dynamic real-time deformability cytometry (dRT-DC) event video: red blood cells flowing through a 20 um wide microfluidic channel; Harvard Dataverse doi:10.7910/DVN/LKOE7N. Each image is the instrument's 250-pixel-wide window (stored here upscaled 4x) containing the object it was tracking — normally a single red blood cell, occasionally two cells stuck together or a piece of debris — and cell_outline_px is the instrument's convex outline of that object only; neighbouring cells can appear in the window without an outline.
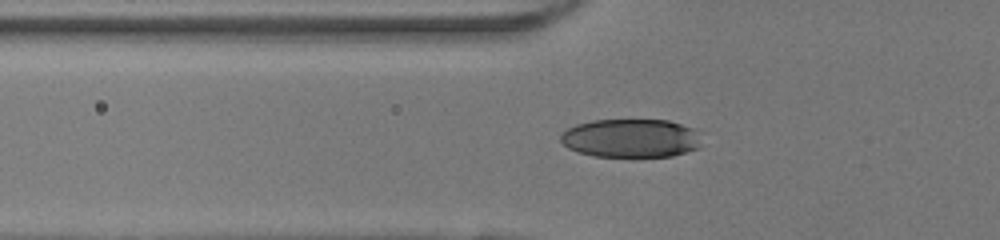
{"species": "human", "species_latin": "Homo sapiens", "temperature_condition": "room temperature", "stored_images_in_passage": 40, "camera_frame_rate_fps": 3000, "um_per_image_px": 0.085, "donor": {"sex": "female"}, "frame": {"image": 1, "passage_image": 7, "time_ms": 2.0, "image_size_px": [1000, 240], "cell_outline_px": [[700, 148], [672, 156], [596, 156], [580, 152], [568, 148], [560, 140], [560, 136], [568, 128], [576, 124], [592, 120], [668, 120], [696, 128], [700, 144]], "centroid_in_image_um": [53.65, 11.73], "position_along_channel_um": 72.2, "area_um2": 31.62}}
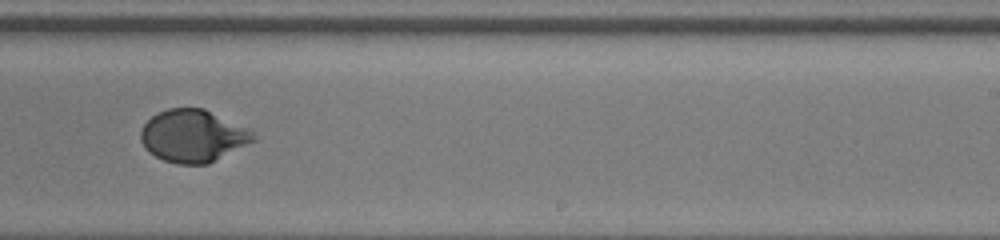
{"frame": {"image": 2, "passage_image": 22, "time_ms": 7.0, "image_size_px": [1000, 240], "cell_outline_px": [[256, 140], [208, 164], [176, 164], [164, 160], [148, 152], [144, 148], [140, 140], [140, 132], [144, 124], [152, 116], [168, 108], [204, 108], [252, 132]], "centroid_in_image_um": [16.35, 11.57], "position_along_channel_um": 272.7, "area_um2": 33.99}}
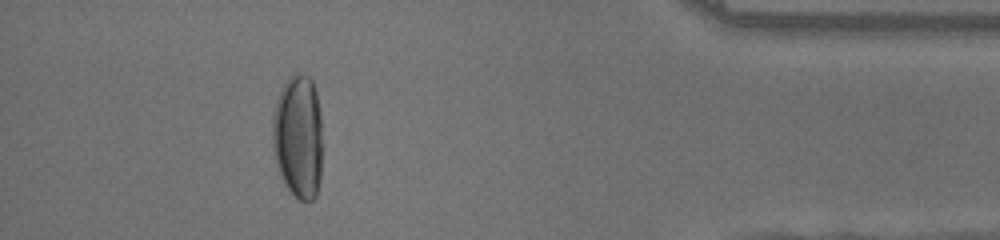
{"frame": {"image": 3, "passage_image": 35, "time_ms": 11.333, "image_size_px": [1000, 240], "cell_outline_px": [[324, 144], [320, 180], [316, 196], [312, 200], [300, 200], [292, 196], [288, 192], [284, 184], [276, 164], [272, 144], [272, 120], [276, 100], [288, 76], [296, 72], [300, 72], [308, 76], [312, 80], [316, 92], [320, 112]], "centroid_in_image_um": [25.37, 11.63], "position_along_channel_um": 409.8, "area_um2": 37.34}}